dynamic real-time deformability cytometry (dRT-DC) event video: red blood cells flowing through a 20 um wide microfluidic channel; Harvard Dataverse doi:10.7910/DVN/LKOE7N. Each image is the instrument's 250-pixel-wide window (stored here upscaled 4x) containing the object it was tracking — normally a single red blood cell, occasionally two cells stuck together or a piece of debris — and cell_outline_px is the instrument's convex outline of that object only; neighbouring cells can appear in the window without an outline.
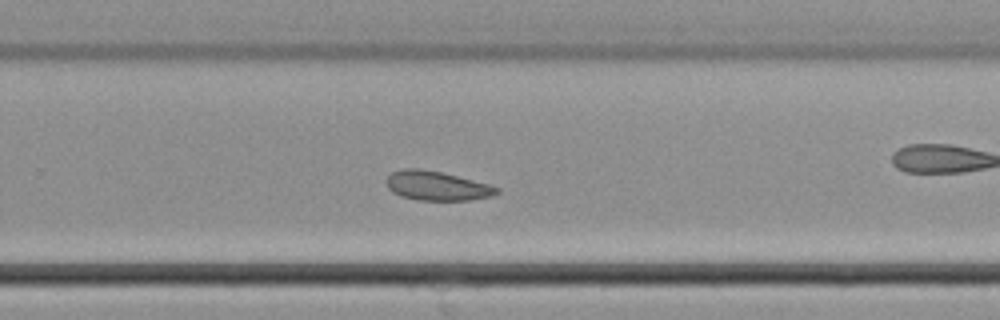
{"species": "common noctule bat (a hibernating species)", "species_latin": "Nyctalus noctula", "temperature_condition": "cold", "stored_images_in_passage": 29, "camera_frame_rate_fps": 3000, "um_per_image_px": 0.085, "animal": {"sex": "male", "body_mass_g": 21.5, "forearm_length_mm": 52.0}, "frame": {"image": 1, "passage_image": 17, "time_ms": 5.333, "image_size_px": [1000, 320], "cell_outline_px": [[500, 192], [492, 196], [468, 200], [416, 200], [400, 196], [392, 192], [388, 188], [388, 176], [392, 172], [400, 168], [420, 168], [440, 172], [488, 184], [500, 188]], "centroid_in_image_um": [37.12, 15.8], "position_along_channel_um": 292.7, "area_um2": 18.73}}
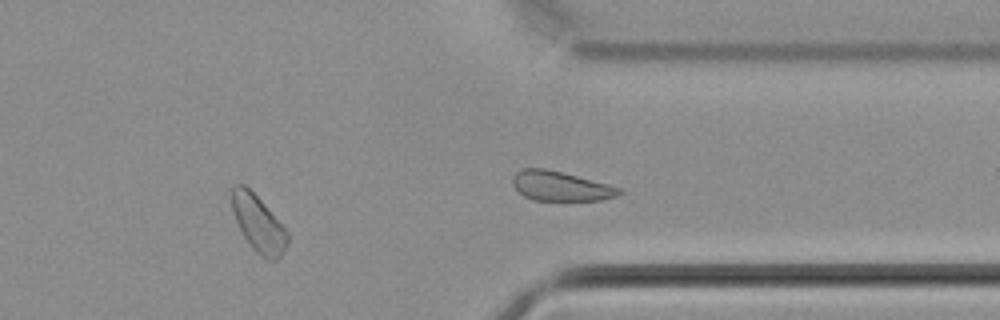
{"frame": {"image": 2, "passage_image": 21, "time_ms": 6.667, "image_size_px": [1000, 320], "cell_outline_px": [[288, 240], [284, 252], [280, 260], [268, 260], [256, 252], [252, 248], [244, 236], [236, 220], [232, 208], [232, 184], [244, 184], [260, 200], [288, 232]], "centroid_in_image_um": [21.97, 19.04], "position_along_channel_um": 389.4, "area_um2": 17.98}}